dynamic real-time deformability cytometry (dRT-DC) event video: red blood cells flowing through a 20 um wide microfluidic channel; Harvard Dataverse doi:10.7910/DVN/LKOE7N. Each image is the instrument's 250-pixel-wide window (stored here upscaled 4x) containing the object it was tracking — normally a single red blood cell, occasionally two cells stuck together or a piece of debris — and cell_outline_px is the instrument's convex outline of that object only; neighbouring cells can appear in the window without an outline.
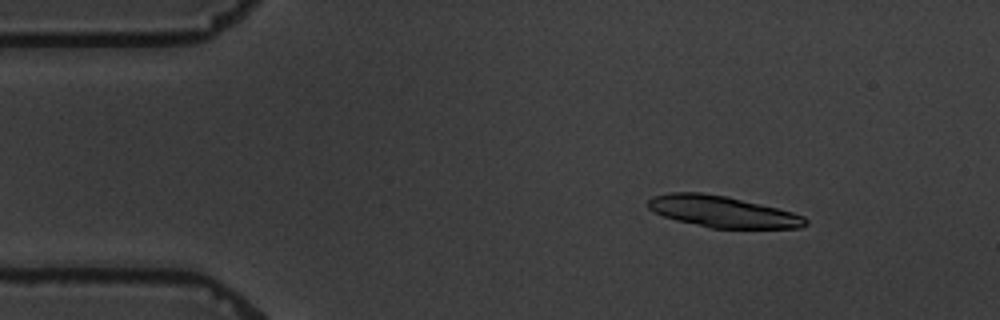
{"species": "common noctule bat (a hibernating species)", "species_latin": "Nyctalus noctula", "temperature_condition": "warm", "stored_images_in_passage": 15, "camera_frame_rate_fps": 3000, "um_per_image_px": 0.085, "animal": {"sex": "male", "body_mass_g": 19.5, "forearm_length_mm": 54.6}, "frame": {"image": 1, "passage_image": 3, "time_ms": 2.333, "image_size_px": [1000, 320], "cell_outline_px": [[808, 224], [800, 228], [712, 228], [676, 220], [664, 216], [648, 208], [648, 200], [652, 196], [668, 192], [700, 192], [728, 196], [792, 212], [804, 216], [808, 220]], "centroid_in_image_um": [61.41, 17.98], "position_along_channel_um": 23.6, "area_um2": 28.73}}
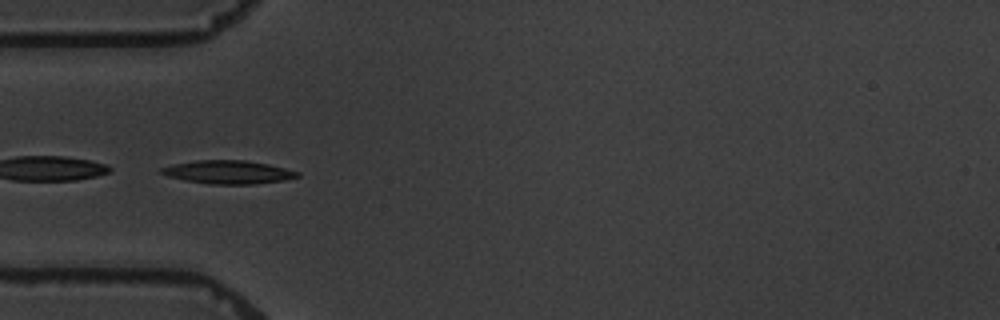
{"frame": {"image": 2, "passage_image": 5, "time_ms": 5.667, "image_size_px": [1000, 320], "cell_outline_px": [[300, 176], [284, 180], [252, 184], [208, 184], [184, 180], [168, 176], [156, 172], [160, 168], [172, 164], [196, 160], [244, 160], [268, 164], [300, 172]], "centroid_in_image_um": [19.34, 14.63], "position_along_channel_um": 65.7, "area_um2": 18.55}, "authors_computed_cell_mechanics": {"area_um2": 17.9758, "velocity_mm_per_s": 3.4335, "shape_relaxation_time_tau1_ms": 3.6623, "shape_relaxation_time_tau2_ms": 2.7726, "deformation_change_tau1": 0.1356, "deformation_change_tau2": 0.0702}}